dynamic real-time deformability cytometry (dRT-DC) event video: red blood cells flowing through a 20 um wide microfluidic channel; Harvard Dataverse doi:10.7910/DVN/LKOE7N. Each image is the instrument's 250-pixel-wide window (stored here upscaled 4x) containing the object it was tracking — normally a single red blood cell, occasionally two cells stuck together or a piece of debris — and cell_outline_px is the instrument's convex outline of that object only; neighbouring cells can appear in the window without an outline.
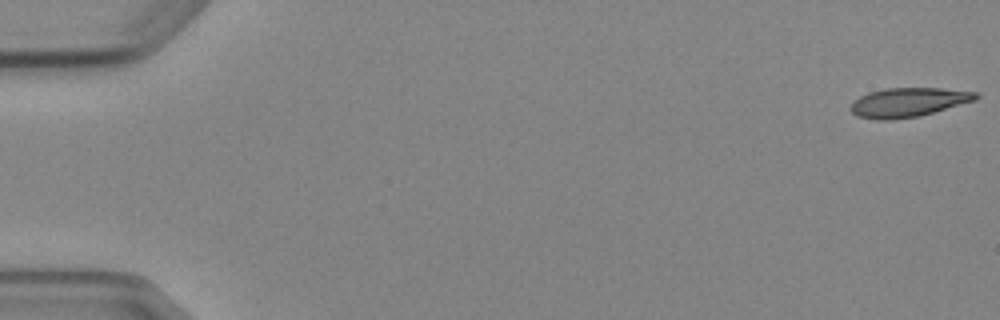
{"species": "Egyptian fruit bat (a non-hibernating species)", "species_latin": "Rousettus aegyptiacus", "temperature_condition": "cold", "stored_images_in_passage": 5, "camera_frame_rate_fps": 3000, "um_per_image_px": 0.085, "animal": {"sex": "female"}, "frame": {"image": 1, "passage_image": 1, "time_ms": 0.0, "image_size_px": [1000, 320], "cell_outline_px": [[980, 96], [976, 100], [920, 116], [892, 120], [876, 120], [856, 116], [848, 108], [860, 96], [868, 92], [884, 88], [940, 88], [980, 92]], "centroid_in_image_um": [77.21, 8.7], "position_along_channel_um": 7.8, "area_um2": 21.5}}
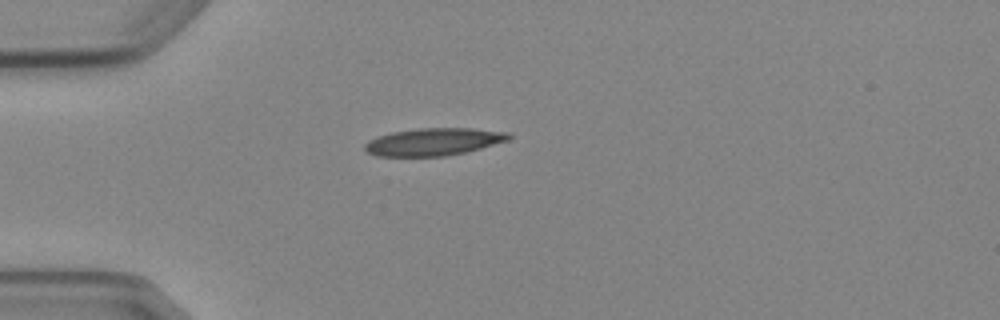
{"frame": {"image": 2, "passage_image": 5, "time_ms": 4.667, "image_size_px": [1000, 320], "cell_outline_px": [[512, 136], [508, 140], [480, 148], [464, 152], [444, 156], [376, 156], [368, 152], [364, 148], [364, 144], [368, 140], [376, 136], [392, 132], [420, 128], [472, 128], [512, 132]], "centroid_in_image_um": [36.86, 12.04], "position_along_channel_um": 48.1, "area_um2": 23.06}}